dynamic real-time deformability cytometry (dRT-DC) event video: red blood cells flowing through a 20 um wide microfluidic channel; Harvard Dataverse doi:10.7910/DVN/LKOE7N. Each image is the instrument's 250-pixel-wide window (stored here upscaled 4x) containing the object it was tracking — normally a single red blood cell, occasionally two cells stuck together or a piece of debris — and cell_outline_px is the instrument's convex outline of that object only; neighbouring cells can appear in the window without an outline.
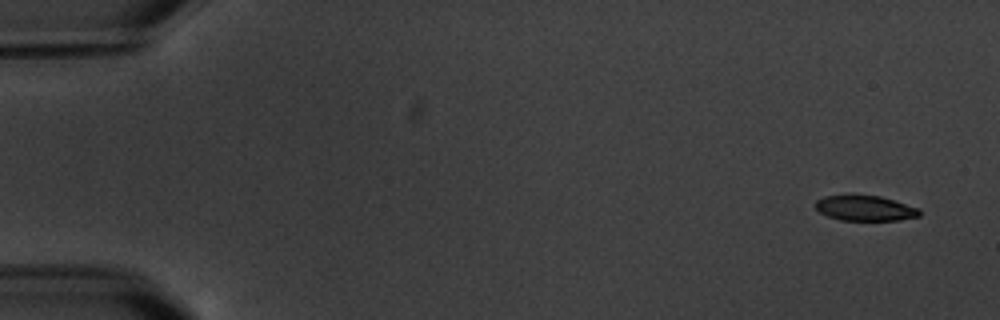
{"species": "common noctule bat (a hibernating species)", "species_latin": "Nyctalus noctula", "temperature_condition": "warm", "stored_images_in_passage": 5, "camera_frame_rate_fps": 3000, "um_per_image_px": 0.085, "animal": {"sex": "male", "body_mass_g": 20.1, "forearm_length_mm": 53.5}, "frame": {"image": 1, "passage_image": 1, "time_ms": 0.0, "image_size_px": [1000, 320], "cell_outline_px": [[920, 216], [900, 220], [840, 220], [828, 216], [820, 212], [816, 208], [816, 200], [824, 196], [852, 192], [880, 196], [920, 208]], "centroid_in_image_um": [73.51, 17.65], "position_along_channel_um": 11.5, "area_um2": 15.9}}
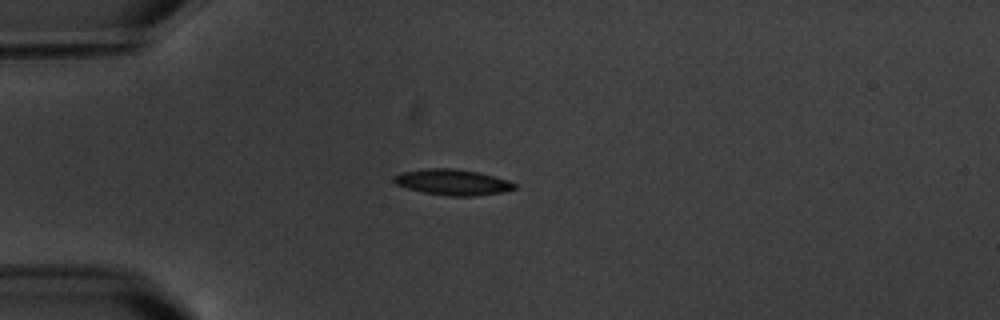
{"frame": {"image": 2, "passage_image": 5, "time_ms": 4.333, "image_size_px": [1000, 320], "cell_outline_px": [[516, 188], [504, 192], [472, 196], [448, 196], [424, 192], [408, 188], [396, 184], [392, 180], [392, 176], [400, 172], [428, 168], [452, 168], [480, 172], [496, 176], [508, 180], [516, 184]], "centroid_in_image_um": [38.47, 15.47], "position_along_channel_um": 46.5, "area_um2": 18.26}}